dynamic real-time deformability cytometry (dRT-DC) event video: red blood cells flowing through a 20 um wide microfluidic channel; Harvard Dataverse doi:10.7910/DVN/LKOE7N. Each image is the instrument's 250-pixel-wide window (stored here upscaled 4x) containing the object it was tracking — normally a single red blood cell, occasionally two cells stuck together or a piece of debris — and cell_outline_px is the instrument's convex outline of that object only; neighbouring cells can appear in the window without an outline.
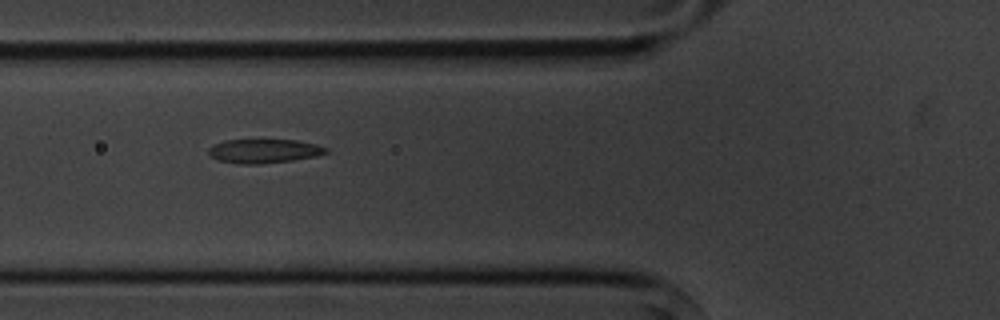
{"species": "common noctule bat (a hibernating species)", "species_latin": "Nyctalus noctula", "temperature_condition": "cold", "stored_images_in_passage": 6, "camera_frame_rate_fps": 3000, "um_per_image_px": 0.085, "animal": {"sex": "male", "body_mass_g": 20.1, "forearm_length_mm": 53.5}, "frame": {"image": 1, "passage_image": 5, "time_ms": 5.667, "image_size_px": [1000, 320], "cell_outline_px": [[328, 152], [316, 156], [292, 160], [260, 164], [240, 164], [216, 160], [208, 156], [208, 148], [212, 144], [224, 140], [296, 140], [316, 144], [328, 148]], "centroid_in_image_um": [22.38, 12.84], "position_along_channel_um": 103.4, "area_um2": 16.59}}
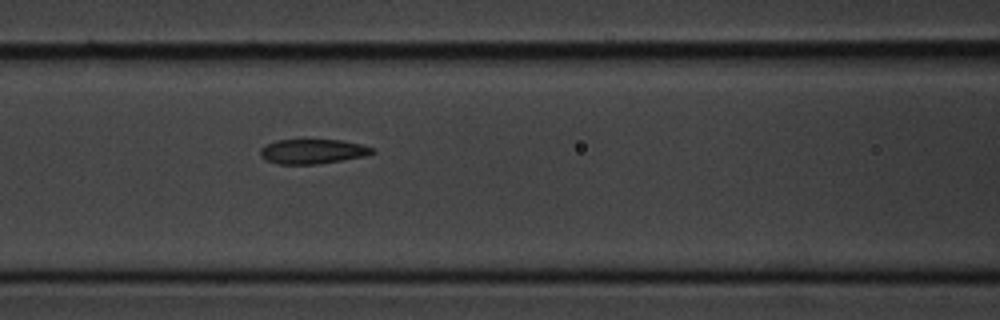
{"frame": {"image": 2, "passage_image": 6, "time_ms": 6.667, "image_size_px": [1000, 320], "cell_outline_px": [[376, 152], [364, 156], [316, 164], [276, 164], [264, 160], [260, 156], [260, 148], [264, 144], [276, 140], [340, 140], [360, 144], [372, 148]], "centroid_in_image_um": [26.49, 12.87], "position_along_channel_um": 140.1, "area_um2": 16.07}}